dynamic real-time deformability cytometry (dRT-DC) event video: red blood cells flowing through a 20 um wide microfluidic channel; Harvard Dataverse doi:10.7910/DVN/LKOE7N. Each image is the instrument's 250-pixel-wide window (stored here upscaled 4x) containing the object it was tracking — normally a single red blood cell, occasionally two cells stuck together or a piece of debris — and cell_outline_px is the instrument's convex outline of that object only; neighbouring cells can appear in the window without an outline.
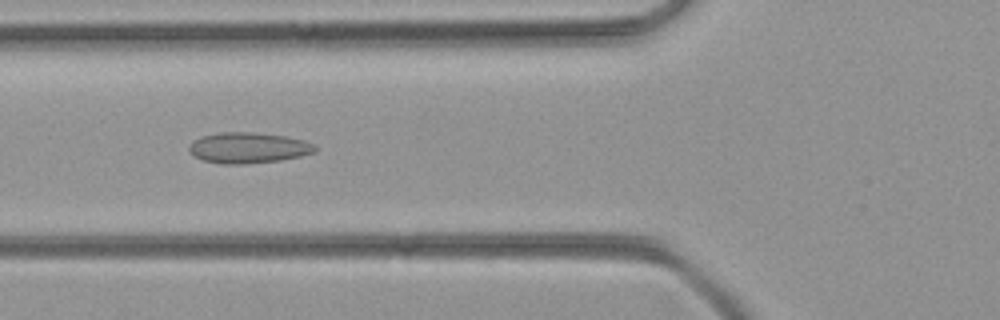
{"species": "common noctule bat (a hibernating species)", "species_latin": "Nyctalus noctula", "temperature_condition": "room temperature", "stored_images_in_passage": 45, "camera_frame_rate_fps": 3000, "um_per_image_px": 0.085, "animal": {"sex": "female", "body_mass_g": 21.9}, "frame": {"image": 1, "passage_image": 13, "time_ms": 4.0, "image_size_px": [1000, 320], "cell_outline_px": [[316, 152], [300, 156], [280, 160], [244, 164], [224, 164], [204, 160], [188, 152], [188, 148], [192, 140], [200, 136], [220, 132], [252, 132], [284, 136], [304, 140], [316, 144]], "centroid_in_image_um": [21.1, 12.55], "position_along_channel_um": 104.7, "area_um2": 22.66}}
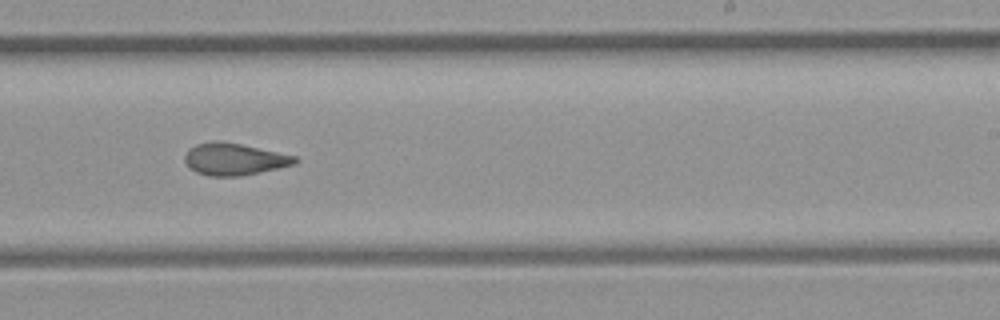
{"frame": {"image": 2, "passage_image": 25, "time_ms": 8.0, "image_size_px": [1000, 320], "cell_outline_px": [[300, 160], [296, 164], [240, 176], [208, 176], [196, 172], [184, 160], [184, 156], [188, 148], [196, 144], [212, 140], [220, 140], [240, 144], [296, 156]], "centroid_in_image_um": [19.89, 13.52], "position_along_channel_um": 269.1, "area_um2": 20.52}}
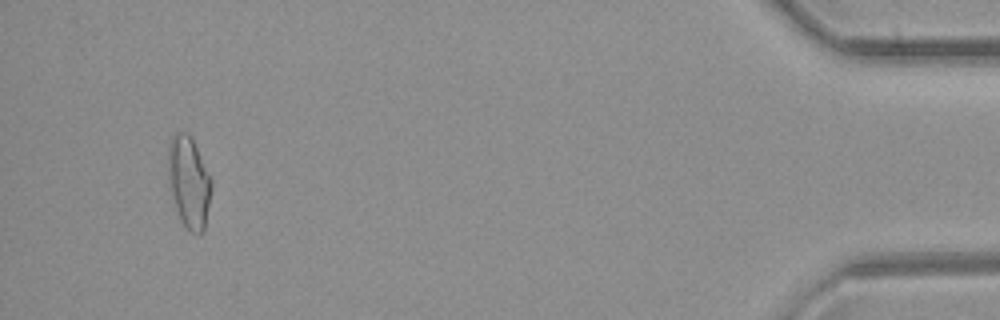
{"frame": {"image": 3, "passage_image": 42, "time_ms": 13.667, "image_size_px": [1000, 320], "cell_outline_px": [[212, 188], [204, 232], [192, 232], [180, 220], [168, 188], [168, 144], [172, 136], [176, 132], [188, 132], [192, 136], [212, 180]], "centroid_in_image_um": [16.04, 15.44], "position_along_channel_um": 419.2, "area_um2": 23.47}}